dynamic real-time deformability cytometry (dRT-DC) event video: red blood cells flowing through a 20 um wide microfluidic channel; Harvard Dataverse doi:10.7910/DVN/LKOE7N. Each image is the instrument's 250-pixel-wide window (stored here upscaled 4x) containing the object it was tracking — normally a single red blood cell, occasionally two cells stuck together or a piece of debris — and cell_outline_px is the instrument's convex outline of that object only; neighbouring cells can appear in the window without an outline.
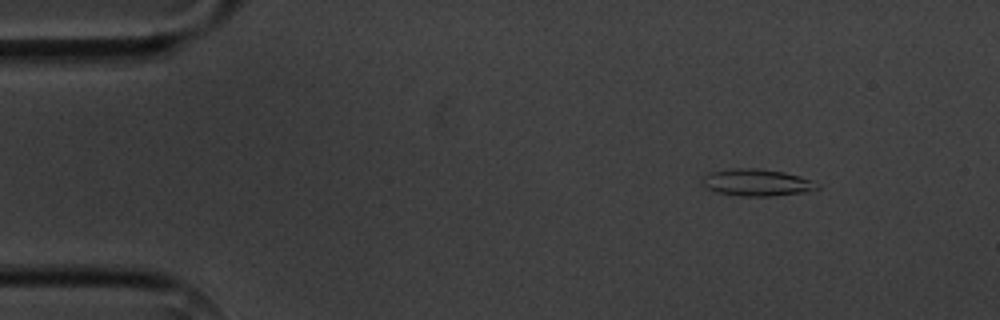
{"species": "common noctule bat (a hibernating species)", "species_latin": "Nyctalus noctula", "temperature_condition": "cold", "stored_images_in_passage": 3, "camera_frame_rate_fps": 3000, "um_per_image_px": 0.085, "animal": {"sex": "male", "body_mass_g": 20.1, "forearm_length_mm": 53.5}, "frame": {"image": 1, "passage_image": 1, "time_ms": 0.0, "image_size_px": [1000, 320], "cell_outline_px": [[820, 188], [808, 192], [768, 196], [744, 196], [720, 192], [708, 188], [704, 184], [704, 176], [712, 172], [736, 168], [760, 168], [784, 172], [800, 176], [812, 180], [820, 184]], "centroid_in_image_um": [64.44, 15.51], "position_along_channel_um": 20.6, "area_um2": 17.8}}